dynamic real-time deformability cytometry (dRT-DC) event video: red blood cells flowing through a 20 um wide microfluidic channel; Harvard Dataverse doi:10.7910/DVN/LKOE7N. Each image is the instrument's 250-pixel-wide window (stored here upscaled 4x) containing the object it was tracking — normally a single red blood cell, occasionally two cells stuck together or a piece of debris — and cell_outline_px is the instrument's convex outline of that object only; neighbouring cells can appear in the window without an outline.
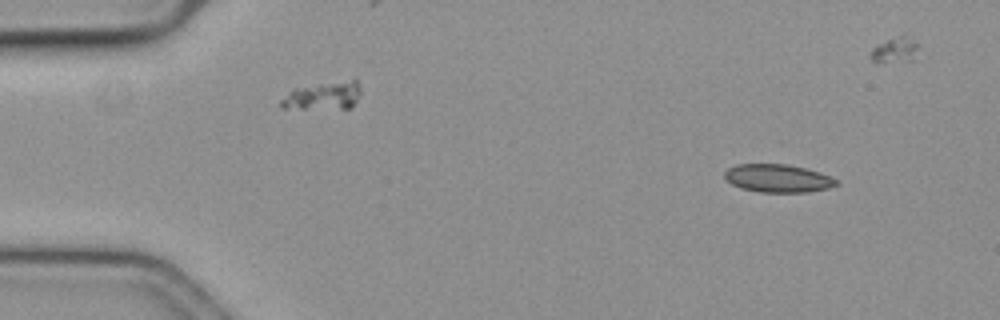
{"species": "common noctule bat (a hibernating species)", "species_latin": "Nyctalus noctula", "temperature_condition": "cold", "stored_images_in_passage": 41, "camera_frame_rate_fps": 3000, "um_per_image_px": 0.085, "animal": {"sex": "female", "body_mass_g": 19.3, "forearm_length_mm": 54.1}, "frame": {"image": 1, "passage_image": 6, "time_ms": 1.667, "image_size_px": [1000, 320], "cell_outline_px": [[840, 184], [828, 188], [808, 192], [760, 192], [740, 188], [732, 184], [724, 176], [724, 172], [728, 168], [736, 164], [784, 164], [804, 168], [820, 172], [836, 180]], "centroid_in_image_um": [66.1, 15.16], "position_along_channel_um": 18.9, "area_um2": 18.15}}
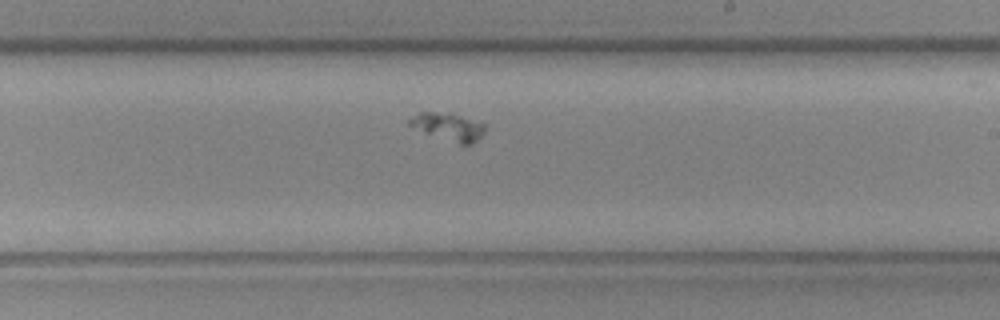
{"frame": {"image": 2, "passage_image": 23, "time_ms": 7.333, "image_size_px": [1000, 320], "cell_outline_px": [[484, 132], [472, 144], [460, 144], [424, 132], [408, 124], [408, 120], [420, 112], [448, 112], [484, 124]], "centroid_in_image_um": [38.1, 10.76], "position_along_channel_um": 250.9, "area_um2": 11.73}}
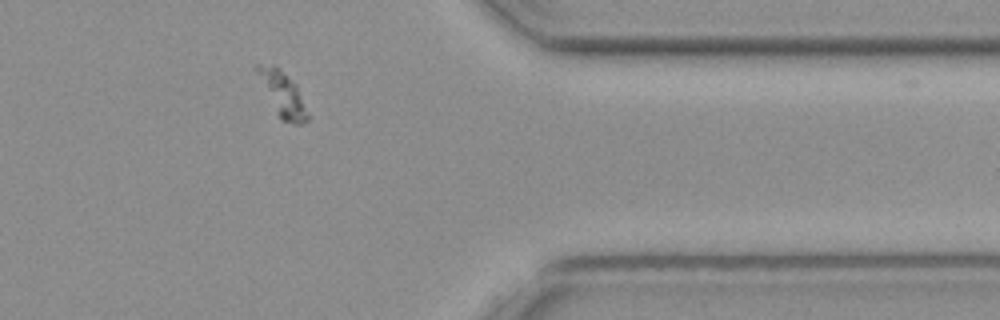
{"frame": {"image": 3, "passage_image": 36, "time_ms": 11.667, "image_size_px": [1000, 320], "cell_outline_px": [[312, 116], [308, 120], [300, 124], [296, 124], [280, 120], [256, 72], [256, 64], [260, 64], [280, 68], [296, 84]], "centroid_in_image_um": [24.1, 8.05], "position_along_channel_um": 387.3, "area_um2": 13.06}}